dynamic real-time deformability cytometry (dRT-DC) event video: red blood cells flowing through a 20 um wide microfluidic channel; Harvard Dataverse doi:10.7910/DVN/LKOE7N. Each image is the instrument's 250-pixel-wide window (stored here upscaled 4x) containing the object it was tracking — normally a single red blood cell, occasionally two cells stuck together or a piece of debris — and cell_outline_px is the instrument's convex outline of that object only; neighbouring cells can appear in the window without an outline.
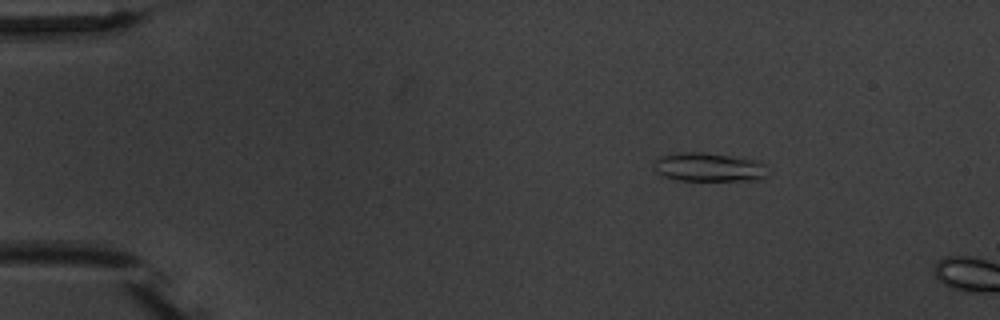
{"species": "common noctule bat (a hibernating species)", "species_latin": "Nyctalus noctula", "temperature_condition": "warm", "stored_images_in_passage": 2, "camera_frame_rate_fps": 3000, "um_per_image_px": 0.085, "animal": {"sex": "male", "body_mass_g": 20.1, "forearm_length_mm": 53.5}, "frame": {"image": 1, "passage_image": 1, "time_ms": 0.0, "image_size_px": [1000, 320], "cell_outline_px": [[764, 176], [760, 180], [680, 180], [664, 176], [656, 172], [656, 160], [660, 156], [680, 152], [700, 152], [744, 156], [760, 160], [764, 164]], "centroid_in_image_um": [60.3, 14.18], "position_along_channel_um": 24.7, "area_um2": 19.13}}